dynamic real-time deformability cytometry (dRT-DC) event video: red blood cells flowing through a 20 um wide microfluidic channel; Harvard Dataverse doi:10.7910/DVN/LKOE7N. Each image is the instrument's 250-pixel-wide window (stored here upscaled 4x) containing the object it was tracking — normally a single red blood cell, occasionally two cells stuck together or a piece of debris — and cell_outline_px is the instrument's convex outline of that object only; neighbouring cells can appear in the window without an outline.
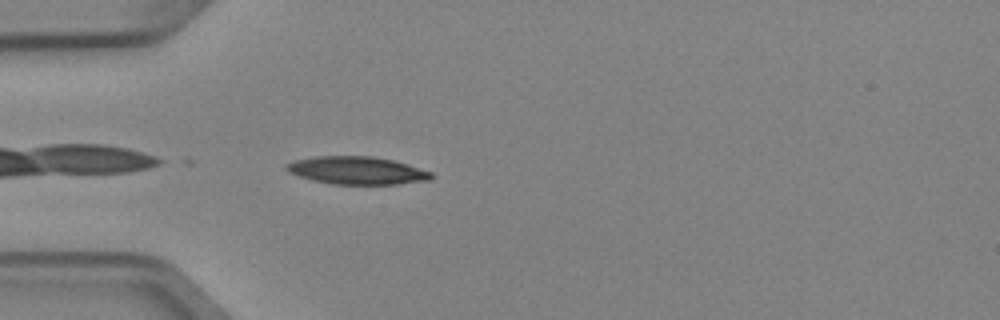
{"species": "Egyptian fruit bat (a non-hibernating species)", "species_latin": "Rousettus aegyptiacus", "temperature_condition": "cold", "stored_images_in_passage": 37, "camera_frame_rate_fps": 3000, "um_per_image_px": 0.085, "animal": {"sex": "female"}, "frame": {"image": 1, "passage_image": 1, "time_ms": 0.0, "image_size_px": [1000, 320], "cell_outline_px": [[432, 180], [396, 184], [332, 184], [312, 180], [288, 172], [284, 168], [284, 164], [292, 160], [316, 156], [372, 156], [392, 160], [408, 164], [432, 172]], "centroid_in_image_um": [30.31, 14.48], "position_along_channel_um": 54.7, "area_um2": 23.58}}
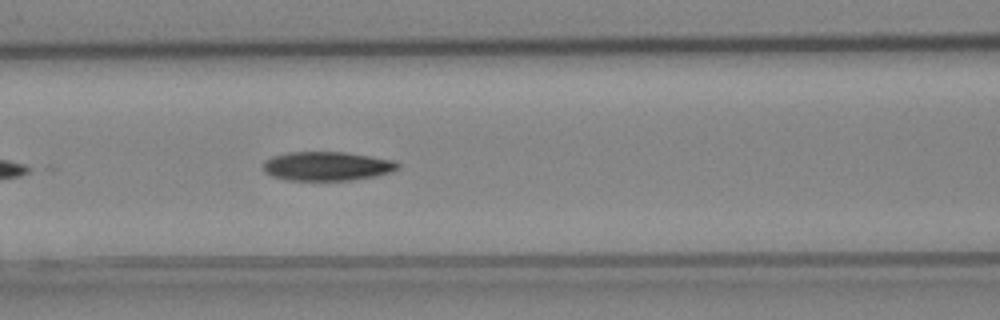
{"frame": {"image": 2, "passage_image": 8, "time_ms": 2.333, "image_size_px": [1000, 320], "cell_outline_px": [[400, 168], [392, 172], [352, 180], [288, 180], [272, 176], [264, 172], [264, 164], [268, 160], [276, 156], [288, 152], [344, 152], [392, 160], [400, 164]], "centroid_in_image_um": [27.82, 14.13], "position_along_channel_um": 138.8, "area_um2": 22.43}}
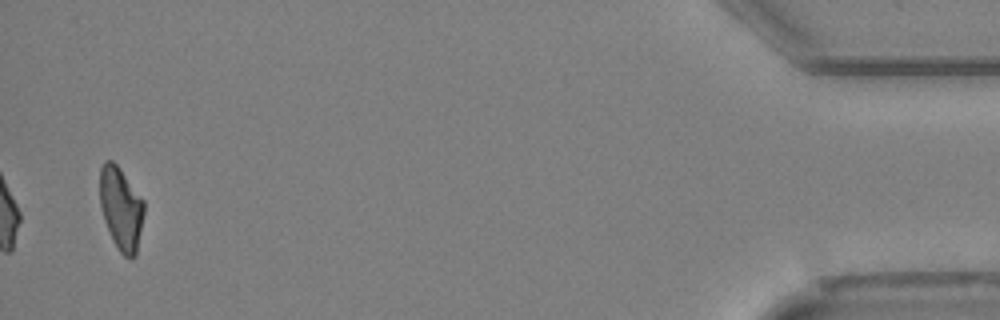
{"frame": {"image": 3, "passage_image": 36, "time_ms": 11.667, "image_size_px": [1000, 320], "cell_outline_px": [[144, 212], [136, 256], [132, 260], [124, 256], [120, 252], [112, 240], [104, 220], [100, 204], [100, 168], [104, 160], [112, 160], [120, 168], [144, 200]], "centroid_in_image_um": [10.29, 17.73], "position_along_channel_um": 424.9, "area_um2": 21.5}, "authors_computed_cell_mechanics": {"area_um2": 22.542, "velocity_mm_per_s": 3.9623, "shape_relaxation_time_tau1_ms": 8.6558, "shape_relaxation_time_tau2_ms": null, "deformation_change_tau1": 0.2, "deformation_change_tau2": null}}